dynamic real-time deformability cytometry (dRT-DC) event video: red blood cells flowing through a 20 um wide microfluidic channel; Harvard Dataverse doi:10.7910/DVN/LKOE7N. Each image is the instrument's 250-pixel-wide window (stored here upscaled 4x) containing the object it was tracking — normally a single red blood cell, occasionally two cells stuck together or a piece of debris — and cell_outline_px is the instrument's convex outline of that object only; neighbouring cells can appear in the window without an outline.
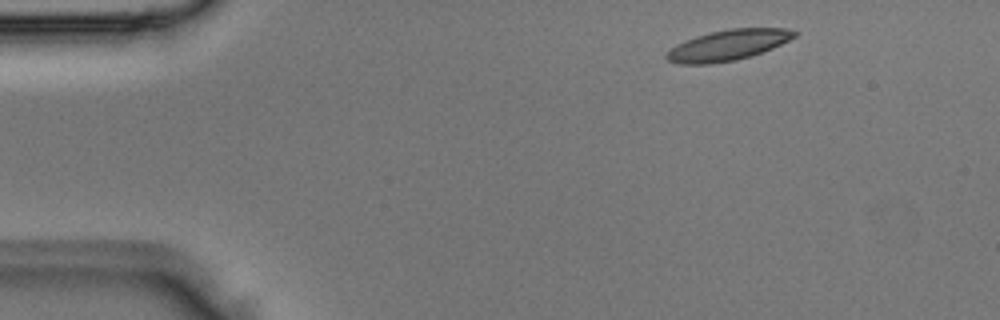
{"species": "Egyptian fruit bat (a non-hibernating species)", "species_latin": "Rousettus aegyptiacus", "temperature_condition": "room temperature", "stored_images_in_passage": 3, "camera_frame_rate_fps": 3000, "um_per_image_px": 0.085, "animal": {"sex": "male"}, "frame": {"image": 1, "passage_image": 1, "time_ms": 0.0, "image_size_px": [1000, 320], "cell_outline_px": [[800, 32], [796, 36], [772, 48], [736, 60], [708, 64], [680, 64], [668, 60], [664, 56], [676, 44], [696, 36], [712, 32], [732, 28], [784, 28]], "centroid_in_image_um": [61.87, 3.83], "position_along_channel_um": 23.1, "area_um2": 22.48}}
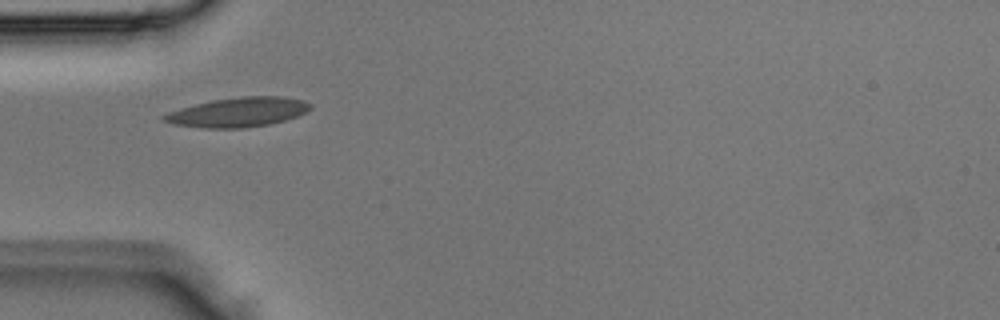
{"frame": {"image": 2, "passage_image": 3, "time_ms": 0.667, "image_size_px": [1000, 320], "cell_outline_px": [[312, 108], [308, 112], [284, 120], [268, 124], [244, 128], [200, 128], [172, 124], [164, 120], [160, 116], [168, 112], [180, 108], [212, 100], [244, 96], [284, 96], [304, 100], [312, 104]], "centroid_in_image_um": [20.25, 9.53], "position_along_channel_um": 64.7, "area_um2": 25.26}}